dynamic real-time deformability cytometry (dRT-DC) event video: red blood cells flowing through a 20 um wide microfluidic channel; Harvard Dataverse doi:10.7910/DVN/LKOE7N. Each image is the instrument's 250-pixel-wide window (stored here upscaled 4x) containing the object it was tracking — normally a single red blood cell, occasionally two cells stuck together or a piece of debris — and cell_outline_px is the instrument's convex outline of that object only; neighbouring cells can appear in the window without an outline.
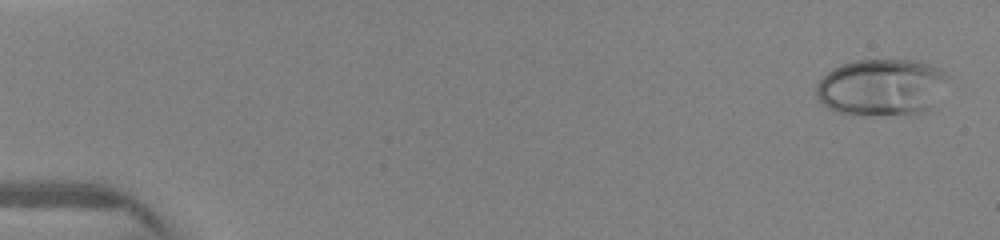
{"species": "human", "species_latin": "Homo sapiens", "temperature_condition": "warm", "stored_images_in_passage": 12, "camera_frame_rate_fps": 3000, "um_per_image_px": 0.085, "donor": {"sex": "female"}, "frame": {"image": 1, "passage_image": 1, "time_ms": 0.0, "image_size_px": [1000, 240], "cell_outline_px": [[952, 76], [928, 108], [920, 116], [864, 116], [836, 112], [820, 104], [816, 100], [816, 84], [832, 68], [840, 64], [852, 60], [920, 60], [940, 68], [948, 72]], "centroid_in_image_um": [74.93, 7.44], "position_along_channel_um": 10.1, "area_um2": 44.97}}
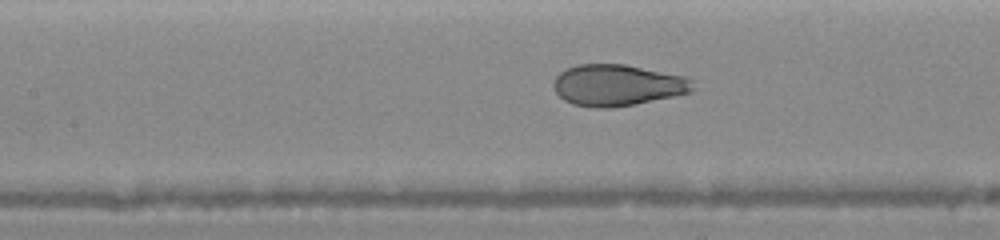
{"frame": {"image": 2, "passage_image": 9, "time_ms": 6.667, "image_size_px": [1000, 240], "cell_outline_px": [[696, 88], [692, 92], [632, 104], [608, 108], [592, 108], [572, 104], [564, 100], [556, 92], [552, 84], [556, 76], [560, 72], [576, 64], [624, 64], [684, 76], [692, 80]], "centroid_in_image_um": [52.46, 7.24], "position_along_channel_um": 154.9, "area_um2": 33.47}}
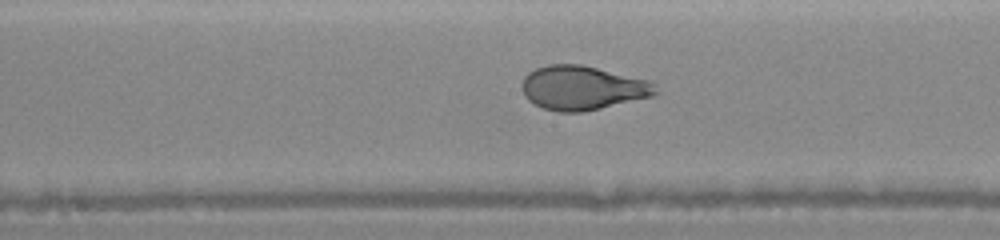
{"frame": {"image": 3, "passage_image": 11, "time_ms": 7.667, "image_size_px": [1000, 240], "cell_outline_px": [[660, 92], [652, 96], [600, 108], [580, 112], [560, 112], [544, 108], [528, 100], [524, 96], [520, 88], [524, 76], [528, 72], [536, 68], [548, 64], [580, 64], [648, 80], [656, 84]], "centroid_in_image_um": [49.49, 7.46], "position_along_channel_um": 198.7, "area_um2": 34.33}}